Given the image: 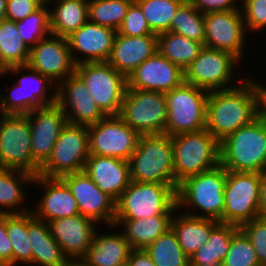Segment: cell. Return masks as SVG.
<instances>
[{
	"instance_id": "6da1fadb",
	"label": "cell",
	"mask_w": 266,
	"mask_h": 266,
	"mask_svg": "<svg viewBox=\"0 0 266 266\" xmlns=\"http://www.w3.org/2000/svg\"><path fill=\"white\" fill-rule=\"evenodd\" d=\"M249 77L236 87L209 92L205 129L219 143L261 115V81Z\"/></svg>"
},
{
	"instance_id": "7a4b0ae2",
	"label": "cell",
	"mask_w": 266,
	"mask_h": 266,
	"mask_svg": "<svg viewBox=\"0 0 266 266\" xmlns=\"http://www.w3.org/2000/svg\"><path fill=\"white\" fill-rule=\"evenodd\" d=\"M226 178L227 170L219 164L185 179L179 184L176 192L178 211L193 217L210 218L223 223ZM184 208H188L187 211L183 210ZM199 211L203 213L200 214Z\"/></svg>"
},
{
	"instance_id": "3957f363",
	"label": "cell",
	"mask_w": 266,
	"mask_h": 266,
	"mask_svg": "<svg viewBox=\"0 0 266 266\" xmlns=\"http://www.w3.org/2000/svg\"><path fill=\"white\" fill-rule=\"evenodd\" d=\"M220 164L228 171L266 172V119L262 115L220 142Z\"/></svg>"
},
{
	"instance_id": "277c9868",
	"label": "cell",
	"mask_w": 266,
	"mask_h": 266,
	"mask_svg": "<svg viewBox=\"0 0 266 266\" xmlns=\"http://www.w3.org/2000/svg\"><path fill=\"white\" fill-rule=\"evenodd\" d=\"M5 73L20 77L11 88L5 87L9 91L7 94H0V114H28L37 108L56 103L57 85L28 65L10 66L5 69Z\"/></svg>"
},
{
	"instance_id": "5b68a950",
	"label": "cell",
	"mask_w": 266,
	"mask_h": 266,
	"mask_svg": "<svg viewBox=\"0 0 266 266\" xmlns=\"http://www.w3.org/2000/svg\"><path fill=\"white\" fill-rule=\"evenodd\" d=\"M128 162L131 181L175 185L172 141L166 134L141 135Z\"/></svg>"
},
{
	"instance_id": "8992f818",
	"label": "cell",
	"mask_w": 266,
	"mask_h": 266,
	"mask_svg": "<svg viewBox=\"0 0 266 266\" xmlns=\"http://www.w3.org/2000/svg\"><path fill=\"white\" fill-rule=\"evenodd\" d=\"M177 187L131 181L115 203V220H135L173 215L177 209Z\"/></svg>"
},
{
	"instance_id": "52a82bcc",
	"label": "cell",
	"mask_w": 266,
	"mask_h": 266,
	"mask_svg": "<svg viewBox=\"0 0 266 266\" xmlns=\"http://www.w3.org/2000/svg\"><path fill=\"white\" fill-rule=\"evenodd\" d=\"M175 186L220 164V143L206 129L171 136Z\"/></svg>"
},
{
	"instance_id": "ba28073f",
	"label": "cell",
	"mask_w": 266,
	"mask_h": 266,
	"mask_svg": "<svg viewBox=\"0 0 266 266\" xmlns=\"http://www.w3.org/2000/svg\"><path fill=\"white\" fill-rule=\"evenodd\" d=\"M208 95V91L186 82L166 92L168 112L164 134L171 137L204 130Z\"/></svg>"
},
{
	"instance_id": "9c48e42d",
	"label": "cell",
	"mask_w": 266,
	"mask_h": 266,
	"mask_svg": "<svg viewBox=\"0 0 266 266\" xmlns=\"http://www.w3.org/2000/svg\"><path fill=\"white\" fill-rule=\"evenodd\" d=\"M240 62L232 53L204 46L184 70V82L208 92L236 87L235 82L241 83L246 78L241 75L238 76L240 79L235 77L234 68Z\"/></svg>"
},
{
	"instance_id": "30bf717a",
	"label": "cell",
	"mask_w": 266,
	"mask_h": 266,
	"mask_svg": "<svg viewBox=\"0 0 266 266\" xmlns=\"http://www.w3.org/2000/svg\"><path fill=\"white\" fill-rule=\"evenodd\" d=\"M0 167L38 175L27 114H0Z\"/></svg>"
},
{
	"instance_id": "8fae6325",
	"label": "cell",
	"mask_w": 266,
	"mask_h": 266,
	"mask_svg": "<svg viewBox=\"0 0 266 266\" xmlns=\"http://www.w3.org/2000/svg\"><path fill=\"white\" fill-rule=\"evenodd\" d=\"M262 174L227 170L223 223L241 226L260 217Z\"/></svg>"
},
{
	"instance_id": "7c38bea8",
	"label": "cell",
	"mask_w": 266,
	"mask_h": 266,
	"mask_svg": "<svg viewBox=\"0 0 266 266\" xmlns=\"http://www.w3.org/2000/svg\"><path fill=\"white\" fill-rule=\"evenodd\" d=\"M75 73L84 81L91 97L106 115H119L127 88V78L108 62L76 65Z\"/></svg>"
},
{
	"instance_id": "4fadbf2b",
	"label": "cell",
	"mask_w": 266,
	"mask_h": 266,
	"mask_svg": "<svg viewBox=\"0 0 266 266\" xmlns=\"http://www.w3.org/2000/svg\"><path fill=\"white\" fill-rule=\"evenodd\" d=\"M89 155L88 127L67 123L38 175L61 178L69 173L84 171Z\"/></svg>"
},
{
	"instance_id": "5bb4252c",
	"label": "cell",
	"mask_w": 266,
	"mask_h": 266,
	"mask_svg": "<svg viewBox=\"0 0 266 266\" xmlns=\"http://www.w3.org/2000/svg\"><path fill=\"white\" fill-rule=\"evenodd\" d=\"M165 93L126 88L119 116L140 135L164 134Z\"/></svg>"
},
{
	"instance_id": "9a60e30c",
	"label": "cell",
	"mask_w": 266,
	"mask_h": 266,
	"mask_svg": "<svg viewBox=\"0 0 266 266\" xmlns=\"http://www.w3.org/2000/svg\"><path fill=\"white\" fill-rule=\"evenodd\" d=\"M140 136L119 115L105 116L95 125L88 127L89 154L128 161Z\"/></svg>"
},
{
	"instance_id": "2e32d148",
	"label": "cell",
	"mask_w": 266,
	"mask_h": 266,
	"mask_svg": "<svg viewBox=\"0 0 266 266\" xmlns=\"http://www.w3.org/2000/svg\"><path fill=\"white\" fill-rule=\"evenodd\" d=\"M204 46L232 53L242 65L248 38L241 10L220 11L204 14ZM245 45V46H244Z\"/></svg>"
},
{
	"instance_id": "e0dca14e",
	"label": "cell",
	"mask_w": 266,
	"mask_h": 266,
	"mask_svg": "<svg viewBox=\"0 0 266 266\" xmlns=\"http://www.w3.org/2000/svg\"><path fill=\"white\" fill-rule=\"evenodd\" d=\"M27 65L58 85L75 73L67 38L49 34L30 48Z\"/></svg>"
},
{
	"instance_id": "ac0fdd59",
	"label": "cell",
	"mask_w": 266,
	"mask_h": 266,
	"mask_svg": "<svg viewBox=\"0 0 266 266\" xmlns=\"http://www.w3.org/2000/svg\"><path fill=\"white\" fill-rule=\"evenodd\" d=\"M56 103L62 108L70 124L89 127L106 116L76 73L57 85Z\"/></svg>"
},
{
	"instance_id": "d6986e66",
	"label": "cell",
	"mask_w": 266,
	"mask_h": 266,
	"mask_svg": "<svg viewBox=\"0 0 266 266\" xmlns=\"http://www.w3.org/2000/svg\"><path fill=\"white\" fill-rule=\"evenodd\" d=\"M76 199L79 212L101 226L114 225L115 201L102 192L85 171L69 173L61 177Z\"/></svg>"
},
{
	"instance_id": "ffe728a7",
	"label": "cell",
	"mask_w": 266,
	"mask_h": 266,
	"mask_svg": "<svg viewBox=\"0 0 266 266\" xmlns=\"http://www.w3.org/2000/svg\"><path fill=\"white\" fill-rule=\"evenodd\" d=\"M27 116L31 128L32 156L42 166L50 157L61 131L67 125V117L57 103L37 108Z\"/></svg>"
},
{
	"instance_id": "44dd1931",
	"label": "cell",
	"mask_w": 266,
	"mask_h": 266,
	"mask_svg": "<svg viewBox=\"0 0 266 266\" xmlns=\"http://www.w3.org/2000/svg\"><path fill=\"white\" fill-rule=\"evenodd\" d=\"M184 82V71L158 52L127 78V88L166 93Z\"/></svg>"
},
{
	"instance_id": "7402d4cb",
	"label": "cell",
	"mask_w": 266,
	"mask_h": 266,
	"mask_svg": "<svg viewBox=\"0 0 266 266\" xmlns=\"http://www.w3.org/2000/svg\"><path fill=\"white\" fill-rule=\"evenodd\" d=\"M116 33L117 31L110 27L101 26L88 20L67 37L74 63L77 65L85 62H107Z\"/></svg>"
},
{
	"instance_id": "603a6c76",
	"label": "cell",
	"mask_w": 266,
	"mask_h": 266,
	"mask_svg": "<svg viewBox=\"0 0 266 266\" xmlns=\"http://www.w3.org/2000/svg\"><path fill=\"white\" fill-rule=\"evenodd\" d=\"M32 185L43 190L40 201L31 208L34 216L45 222L78 215L79 207L68 185L61 178L35 176Z\"/></svg>"
},
{
	"instance_id": "cb8c5ba5",
	"label": "cell",
	"mask_w": 266,
	"mask_h": 266,
	"mask_svg": "<svg viewBox=\"0 0 266 266\" xmlns=\"http://www.w3.org/2000/svg\"><path fill=\"white\" fill-rule=\"evenodd\" d=\"M50 233L68 258H83L98 224L81 214L48 222Z\"/></svg>"
},
{
	"instance_id": "d4e9b609",
	"label": "cell",
	"mask_w": 266,
	"mask_h": 266,
	"mask_svg": "<svg viewBox=\"0 0 266 266\" xmlns=\"http://www.w3.org/2000/svg\"><path fill=\"white\" fill-rule=\"evenodd\" d=\"M84 171L115 202L131 182L129 162L115 157L89 155Z\"/></svg>"
},
{
	"instance_id": "484cf974",
	"label": "cell",
	"mask_w": 266,
	"mask_h": 266,
	"mask_svg": "<svg viewBox=\"0 0 266 266\" xmlns=\"http://www.w3.org/2000/svg\"><path fill=\"white\" fill-rule=\"evenodd\" d=\"M158 36L139 37L116 33L108 63L126 78L146 59L157 53Z\"/></svg>"
},
{
	"instance_id": "4316f807",
	"label": "cell",
	"mask_w": 266,
	"mask_h": 266,
	"mask_svg": "<svg viewBox=\"0 0 266 266\" xmlns=\"http://www.w3.org/2000/svg\"><path fill=\"white\" fill-rule=\"evenodd\" d=\"M132 250L120 230L100 234L97 229L83 259L90 266H126Z\"/></svg>"
},
{
	"instance_id": "83f0119b",
	"label": "cell",
	"mask_w": 266,
	"mask_h": 266,
	"mask_svg": "<svg viewBox=\"0 0 266 266\" xmlns=\"http://www.w3.org/2000/svg\"><path fill=\"white\" fill-rule=\"evenodd\" d=\"M28 238L32 247V266H62L68 257L50 233L48 223L28 212Z\"/></svg>"
},
{
	"instance_id": "f1b7e54d",
	"label": "cell",
	"mask_w": 266,
	"mask_h": 266,
	"mask_svg": "<svg viewBox=\"0 0 266 266\" xmlns=\"http://www.w3.org/2000/svg\"><path fill=\"white\" fill-rule=\"evenodd\" d=\"M219 223L210 218L193 217L182 212H174L171 228L176 233L181 248L190 259L197 250L207 244L211 231Z\"/></svg>"
},
{
	"instance_id": "f546056e",
	"label": "cell",
	"mask_w": 266,
	"mask_h": 266,
	"mask_svg": "<svg viewBox=\"0 0 266 266\" xmlns=\"http://www.w3.org/2000/svg\"><path fill=\"white\" fill-rule=\"evenodd\" d=\"M172 216L157 215L135 220H114V225L108 226V228L118 229L123 227L124 229L122 228L121 232L131 247L145 250L171 228Z\"/></svg>"
},
{
	"instance_id": "4dcf8cb0",
	"label": "cell",
	"mask_w": 266,
	"mask_h": 266,
	"mask_svg": "<svg viewBox=\"0 0 266 266\" xmlns=\"http://www.w3.org/2000/svg\"><path fill=\"white\" fill-rule=\"evenodd\" d=\"M34 178V175L23 171L0 167V214H22L31 211L26 205L22 207V204L26 202L28 195L25 187L28 184L32 187Z\"/></svg>"
},
{
	"instance_id": "1f68e13d",
	"label": "cell",
	"mask_w": 266,
	"mask_h": 266,
	"mask_svg": "<svg viewBox=\"0 0 266 266\" xmlns=\"http://www.w3.org/2000/svg\"><path fill=\"white\" fill-rule=\"evenodd\" d=\"M56 1V2H55ZM50 7L51 34L67 38L88 20V0H53Z\"/></svg>"
},
{
	"instance_id": "d6a6232c",
	"label": "cell",
	"mask_w": 266,
	"mask_h": 266,
	"mask_svg": "<svg viewBox=\"0 0 266 266\" xmlns=\"http://www.w3.org/2000/svg\"><path fill=\"white\" fill-rule=\"evenodd\" d=\"M239 229L235 224L219 223L203 245L190 258V266H223L234 233Z\"/></svg>"
},
{
	"instance_id": "836d02e7",
	"label": "cell",
	"mask_w": 266,
	"mask_h": 266,
	"mask_svg": "<svg viewBox=\"0 0 266 266\" xmlns=\"http://www.w3.org/2000/svg\"><path fill=\"white\" fill-rule=\"evenodd\" d=\"M157 52L183 71L198 56L204 45L170 31L158 34Z\"/></svg>"
},
{
	"instance_id": "e575fe53",
	"label": "cell",
	"mask_w": 266,
	"mask_h": 266,
	"mask_svg": "<svg viewBox=\"0 0 266 266\" xmlns=\"http://www.w3.org/2000/svg\"><path fill=\"white\" fill-rule=\"evenodd\" d=\"M30 48L23 41L17 30L16 22L0 21V65L6 69L10 66L27 65Z\"/></svg>"
},
{
	"instance_id": "d590c367",
	"label": "cell",
	"mask_w": 266,
	"mask_h": 266,
	"mask_svg": "<svg viewBox=\"0 0 266 266\" xmlns=\"http://www.w3.org/2000/svg\"><path fill=\"white\" fill-rule=\"evenodd\" d=\"M5 227L13 247V263L32 266V247L28 238V212L5 214Z\"/></svg>"
},
{
	"instance_id": "8d00e7d4",
	"label": "cell",
	"mask_w": 266,
	"mask_h": 266,
	"mask_svg": "<svg viewBox=\"0 0 266 266\" xmlns=\"http://www.w3.org/2000/svg\"><path fill=\"white\" fill-rule=\"evenodd\" d=\"M145 250L155 266H190V259L181 248L172 228L162 234Z\"/></svg>"
},
{
	"instance_id": "74e56055",
	"label": "cell",
	"mask_w": 266,
	"mask_h": 266,
	"mask_svg": "<svg viewBox=\"0 0 266 266\" xmlns=\"http://www.w3.org/2000/svg\"><path fill=\"white\" fill-rule=\"evenodd\" d=\"M142 9L152 33L158 35L170 31L172 19L183 0H134Z\"/></svg>"
},
{
	"instance_id": "f35d334b",
	"label": "cell",
	"mask_w": 266,
	"mask_h": 266,
	"mask_svg": "<svg viewBox=\"0 0 266 266\" xmlns=\"http://www.w3.org/2000/svg\"><path fill=\"white\" fill-rule=\"evenodd\" d=\"M134 0H88V18L92 23L118 30Z\"/></svg>"
},
{
	"instance_id": "ab89813d",
	"label": "cell",
	"mask_w": 266,
	"mask_h": 266,
	"mask_svg": "<svg viewBox=\"0 0 266 266\" xmlns=\"http://www.w3.org/2000/svg\"><path fill=\"white\" fill-rule=\"evenodd\" d=\"M170 32L205 43L204 15L191 2H184L172 19Z\"/></svg>"
},
{
	"instance_id": "60d3db41",
	"label": "cell",
	"mask_w": 266,
	"mask_h": 266,
	"mask_svg": "<svg viewBox=\"0 0 266 266\" xmlns=\"http://www.w3.org/2000/svg\"><path fill=\"white\" fill-rule=\"evenodd\" d=\"M16 25L23 41L32 48L51 33L50 8L39 7L24 19L17 21Z\"/></svg>"
},
{
	"instance_id": "b9f144b4",
	"label": "cell",
	"mask_w": 266,
	"mask_h": 266,
	"mask_svg": "<svg viewBox=\"0 0 266 266\" xmlns=\"http://www.w3.org/2000/svg\"><path fill=\"white\" fill-rule=\"evenodd\" d=\"M223 266H261L250 239L239 228L233 235Z\"/></svg>"
},
{
	"instance_id": "7bdbcfd3",
	"label": "cell",
	"mask_w": 266,
	"mask_h": 266,
	"mask_svg": "<svg viewBox=\"0 0 266 266\" xmlns=\"http://www.w3.org/2000/svg\"><path fill=\"white\" fill-rule=\"evenodd\" d=\"M241 11L247 33L266 30V0H241Z\"/></svg>"
},
{
	"instance_id": "ee69618b",
	"label": "cell",
	"mask_w": 266,
	"mask_h": 266,
	"mask_svg": "<svg viewBox=\"0 0 266 266\" xmlns=\"http://www.w3.org/2000/svg\"><path fill=\"white\" fill-rule=\"evenodd\" d=\"M117 33L132 37L154 34L147 24L142 9L135 1L130 5Z\"/></svg>"
},
{
	"instance_id": "f6af8a7d",
	"label": "cell",
	"mask_w": 266,
	"mask_h": 266,
	"mask_svg": "<svg viewBox=\"0 0 266 266\" xmlns=\"http://www.w3.org/2000/svg\"><path fill=\"white\" fill-rule=\"evenodd\" d=\"M250 239L260 265H266V220L258 217L239 227Z\"/></svg>"
},
{
	"instance_id": "bcb514c9",
	"label": "cell",
	"mask_w": 266,
	"mask_h": 266,
	"mask_svg": "<svg viewBox=\"0 0 266 266\" xmlns=\"http://www.w3.org/2000/svg\"><path fill=\"white\" fill-rule=\"evenodd\" d=\"M39 7L33 0H7L6 19L14 22L20 21Z\"/></svg>"
},
{
	"instance_id": "7dc6e473",
	"label": "cell",
	"mask_w": 266,
	"mask_h": 266,
	"mask_svg": "<svg viewBox=\"0 0 266 266\" xmlns=\"http://www.w3.org/2000/svg\"><path fill=\"white\" fill-rule=\"evenodd\" d=\"M241 0H193V6L203 15L211 12L241 10Z\"/></svg>"
},
{
	"instance_id": "c3c4849f",
	"label": "cell",
	"mask_w": 266,
	"mask_h": 266,
	"mask_svg": "<svg viewBox=\"0 0 266 266\" xmlns=\"http://www.w3.org/2000/svg\"><path fill=\"white\" fill-rule=\"evenodd\" d=\"M0 261L13 262V247L5 227V214H0Z\"/></svg>"
},
{
	"instance_id": "681fc988",
	"label": "cell",
	"mask_w": 266,
	"mask_h": 266,
	"mask_svg": "<svg viewBox=\"0 0 266 266\" xmlns=\"http://www.w3.org/2000/svg\"><path fill=\"white\" fill-rule=\"evenodd\" d=\"M126 266H155V264L146 250L133 249Z\"/></svg>"
},
{
	"instance_id": "f907efd6",
	"label": "cell",
	"mask_w": 266,
	"mask_h": 266,
	"mask_svg": "<svg viewBox=\"0 0 266 266\" xmlns=\"http://www.w3.org/2000/svg\"><path fill=\"white\" fill-rule=\"evenodd\" d=\"M259 208H260V217L266 216V172L262 174Z\"/></svg>"
},
{
	"instance_id": "816d5d0a",
	"label": "cell",
	"mask_w": 266,
	"mask_h": 266,
	"mask_svg": "<svg viewBox=\"0 0 266 266\" xmlns=\"http://www.w3.org/2000/svg\"><path fill=\"white\" fill-rule=\"evenodd\" d=\"M62 266H90L83 258H68Z\"/></svg>"
},
{
	"instance_id": "f5cc1de1",
	"label": "cell",
	"mask_w": 266,
	"mask_h": 266,
	"mask_svg": "<svg viewBox=\"0 0 266 266\" xmlns=\"http://www.w3.org/2000/svg\"><path fill=\"white\" fill-rule=\"evenodd\" d=\"M7 0H0V21L6 19Z\"/></svg>"
},
{
	"instance_id": "db71d44e",
	"label": "cell",
	"mask_w": 266,
	"mask_h": 266,
	"mask_svg": "<svg viewBox=\"0 0 266 266\" xmlns=\"http://www.w3.org/2000/svg\"><path fill=\"white\" fill-rule=\"evenodd\" d=\"M35 3H37L40 7H47L49 8L53 0H33Z\"/></svg>"
},
{
	"instance_id": "11a10c76",
	"label": "cell",
	"mask_w": 266,
	"mask_h": 266,
	"mask_svg": "<svg viewBox=\"0 0 266 266\" xmlns=\"http://www.w3.org/2000/svg\"><path fill=\"white\" fill-rule=\"evenodd\" d=\"M0 266H18V264L10 261H0Z\"/></svg>"
},
{
	"instance_id": "9f6ffc18",
	"label": "cell",
	"mask_w": 266,
	"mask_h": 266,
	"mask_svg": "<svg viewBox=\"0 0 266 266\" xmlns=\"http://www.w3.org/2000/svg\"><path fill=\"white\" fill-rule=\"evenodd\" d=\"M6 76L5 69L0 65V78Z\"/></svg>"
},
{
	"instance_id": "6f0895ef",
	"label": "cell",
	"mask_w": 266,
	"mask_h": 266,
	"mask_svg": "<svg viewBox=\"0 0 266 266\" xmlns=\"http://www.w3.org/2000/svg\"><path fill=\"white\" fill-rule=\"evenodd\" d=\"M184 2H192L193 0H183Z\"/></svg>"
}]
</instances>
